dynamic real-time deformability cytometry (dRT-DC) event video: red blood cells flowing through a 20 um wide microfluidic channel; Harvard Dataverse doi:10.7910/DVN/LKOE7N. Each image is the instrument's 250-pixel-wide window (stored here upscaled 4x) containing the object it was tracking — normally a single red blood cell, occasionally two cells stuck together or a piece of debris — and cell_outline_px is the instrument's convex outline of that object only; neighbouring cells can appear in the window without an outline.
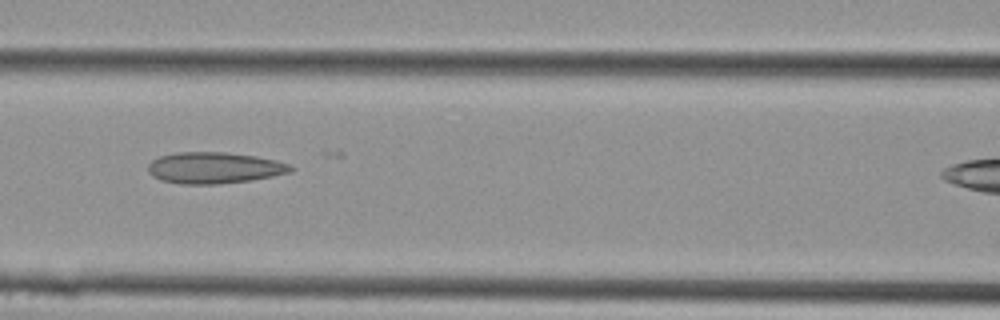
{"species": "Egyptian fruit bat (a non-hibernating species)", "species_latin": "Rousettus aegyptiacus", "temperature_condition": "cold", "stored_images_in_passage": 17, "camera_frame_rate_fps": 3000, "um_per_image_px": 0.085, "animal": {"sex": "female"}, "frame": {"image": 1, "passage_image": 4, "time_ms": 1.0, "image_size_px": [1000, 320], "cell_outline_px": [[296, 168], [292, 172], [252, 180], [216, 184], [180, 184], [160, 180], [152, 176], [148, 172], [148, 164], [152, 160], [160, 156], [176, 152], [224, 152], [256, 156], [276, 160], [288, 164]], "centroid_in_image_um": [18.21, 14.27], "position_along_channel_um": 148.4, "area_um2": 26.18}}
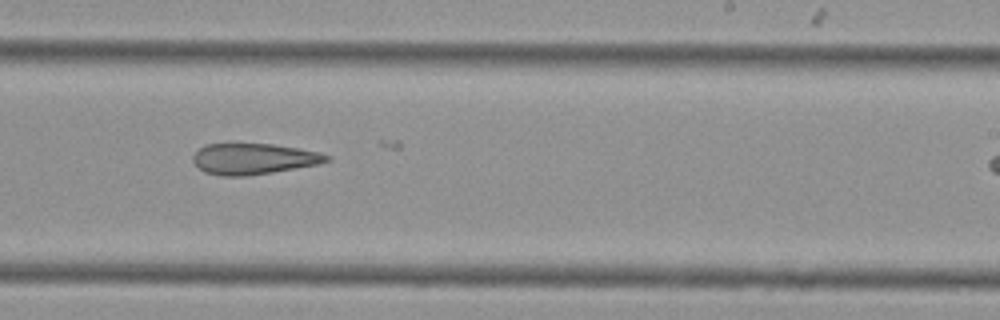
{"frame": {"image": 2, "passage_image": 9, "time_ms": 2.667, "image_size_px": [1000, 320], "cell_outline_px": [[332, 160], [320, 164], [272, 172], [244, 176], [224, 176], [204, 172], [192, 160], [192, 156], [204, 144], [272, 144], [320, 152], [332, 156]], "centroid_in_image_um": [21.59, 13.5], "position_along_channel_um": 267.4, "area_um2": 24.04}}
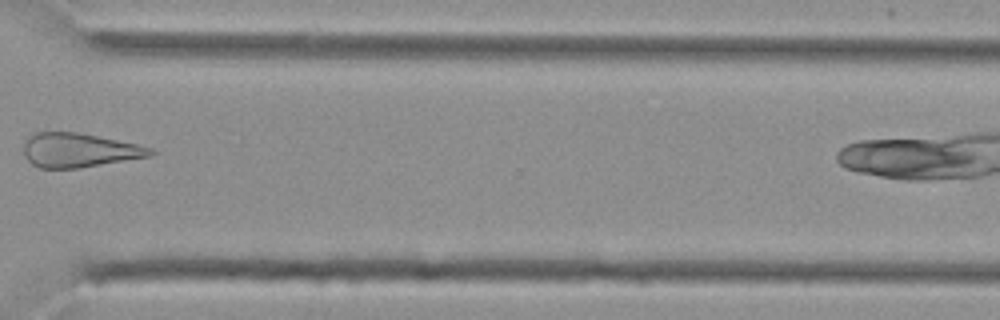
{"frame": {"image": 3, "passage_image": 13, "time_ms": 4.0, "image_size_px": [1000, 320], "cell_outline_px": [[156, 152], [152, 156], [80, 168], [40, 168], [32, 164], [24, 156], [24, 140], [28, 136], [36, 132], [76, 132], [136, 144], [152, 148]], "centroid_in_image_um": [6.71, 12.77], "position_along_channel_um": 363.9, "area_um2": 25.2}}